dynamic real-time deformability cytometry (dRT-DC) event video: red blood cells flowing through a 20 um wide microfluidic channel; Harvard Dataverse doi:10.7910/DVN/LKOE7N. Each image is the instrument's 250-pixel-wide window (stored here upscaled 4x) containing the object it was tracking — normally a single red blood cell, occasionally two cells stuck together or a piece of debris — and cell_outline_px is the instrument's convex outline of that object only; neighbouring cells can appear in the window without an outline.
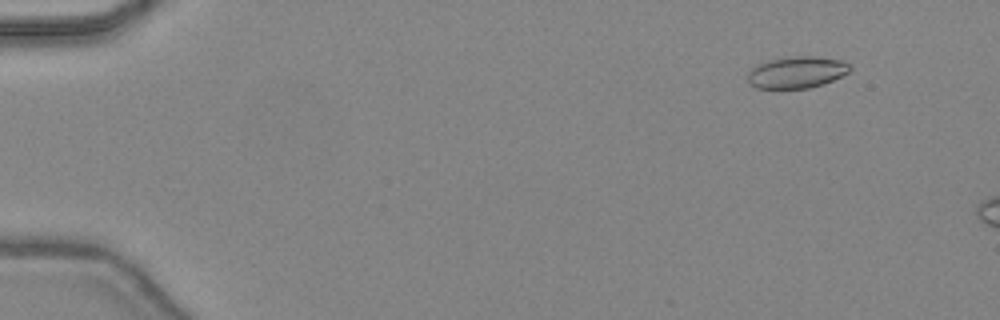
{"species": "common noctule bat (a hibernating species)", "species_latin": "Nyctalus noctula", "temperature_condition": "warm", "stored_images_in_passage": 10, "camera_frame_rate_fps": 3000, "um_per_image_px": 0.085, "animal": {"sex": "female", "body_mass_g": 24.6, "forearm_length_mm": 56.2}, "frame": {"image": 1, "passage_image": 5, "time_ms": 1.333, "image_size_px": [1000, 320], "cell_outline_px": [[852, 68], [848, 72], [832, 80], [808, 88], [756, 88], [748, 80], [748, 72], [756, 64], [768, 60], [792, 56], [812, 56], [844, 60]], "centroid_in_image_um": [67.71, 6.13], "position_along_channel_um": 17.3, "area_um2": 18.73}}